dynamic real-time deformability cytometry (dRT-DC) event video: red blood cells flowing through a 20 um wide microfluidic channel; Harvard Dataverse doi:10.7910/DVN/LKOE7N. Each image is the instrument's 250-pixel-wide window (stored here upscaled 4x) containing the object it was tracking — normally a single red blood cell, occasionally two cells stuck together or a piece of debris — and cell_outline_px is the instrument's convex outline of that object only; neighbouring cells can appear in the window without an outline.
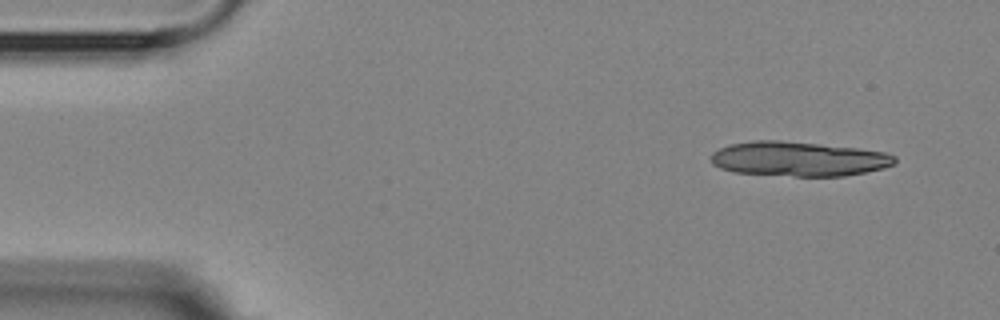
{"species": "Egyptian fruit bat (a non-hibernating species)", "species_latin": "Rousettus aegyptiacus", "temperature_condition": "room temperature", "stored_images_in_passage": 4, "camera_frame_rate_fps": 3000, "um_per_image_px": 0.085, "animal": {"sex": "female"}, "frame": {"image": 1, "passage_image": 1, "time_ms": 0.0, "image_size_px": [1000, 320], "cell_outline_px": [[896, 164], [884, 168], [844, 176], [796, 176], [732, 172], [720, 168], [712, 164], [712, 152], [720, 148], [732, 144], [756, 140], [780, 140], [820, 144], [856, 148], [884, 152], [896, 156]], "centroid_in_image_um": [67.89, 13.51], "position_along_channel_um": 17.1, "area_um2": 36.99}}